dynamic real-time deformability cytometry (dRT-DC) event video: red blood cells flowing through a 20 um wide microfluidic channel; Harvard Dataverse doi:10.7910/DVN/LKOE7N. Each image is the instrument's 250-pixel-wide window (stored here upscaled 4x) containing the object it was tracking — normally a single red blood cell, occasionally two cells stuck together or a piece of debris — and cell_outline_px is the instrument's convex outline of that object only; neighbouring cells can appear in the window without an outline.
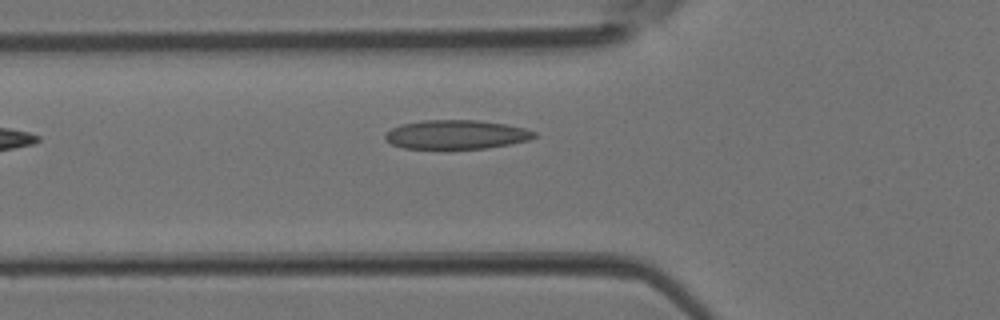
{"species": "Egyptian fruit bat (a non-hibernating species)", "species_latin": "Rousettus aegyptiacus", "temperature_condition": "room temperature", "stored_images_in_passage": 4, "camera_frame_rate_fps": 3000, "um_per_image_px": 0.085, "animal": {"sex": "female"}, "frame": {"image": 1, "passage_image": 4, "time_ms": 1.0, "image_size_px": [1000, 320], "cell_outline_px": [[536, 136], [528, 140], [488, 148], [404, 148], [392, 144], [384, 140], [384, 136], [392, 128], [400, 124], [424, 120], [476, 120], [504, 124], [524, 128], [536, 132]], "centroid_in_image_um": [38.76, 11.43], "position_along_channel_um": 87.0, "area_um2": 24.97}}